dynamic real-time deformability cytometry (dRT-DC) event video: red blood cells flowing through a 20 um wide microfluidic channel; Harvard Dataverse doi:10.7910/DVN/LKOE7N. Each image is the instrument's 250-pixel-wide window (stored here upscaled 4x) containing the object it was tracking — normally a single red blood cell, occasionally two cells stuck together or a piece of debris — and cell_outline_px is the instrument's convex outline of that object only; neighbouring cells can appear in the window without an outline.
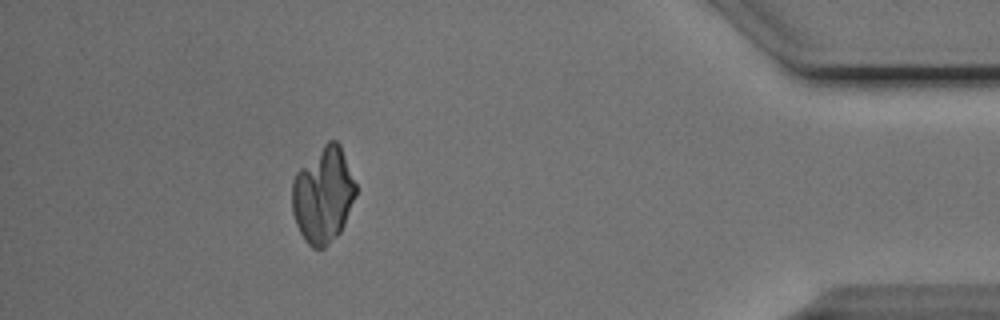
{"species": "Egyptian fruit bat (a non-hibernating species)", "species_latin": "Rousettus aegyptiacus", "temperature_condition": "cold", "stored_images_in_passage": 54, "camera_frame_rate_fps": 3000, "um_per_image_px": 0.085, "animal": {"sex": "male"}, "frame": {"image": 1, "passage_image": 49, "time_ms": 16.0, "image_size_px": [1000, 320], "cell_outline_px": [[356, 196], [344, 224], [340, 232], [324, 248], [312, 248], [304, 240], [296, 224], [292, 212], [292, 184], [296, 172], [328, 140], [336, 140], [340, 144], [356, 184]], "centroid_in_image_um": [27.46, 16.59], "position_along_channel_um": 407.7, "area_um2": 35.49}}